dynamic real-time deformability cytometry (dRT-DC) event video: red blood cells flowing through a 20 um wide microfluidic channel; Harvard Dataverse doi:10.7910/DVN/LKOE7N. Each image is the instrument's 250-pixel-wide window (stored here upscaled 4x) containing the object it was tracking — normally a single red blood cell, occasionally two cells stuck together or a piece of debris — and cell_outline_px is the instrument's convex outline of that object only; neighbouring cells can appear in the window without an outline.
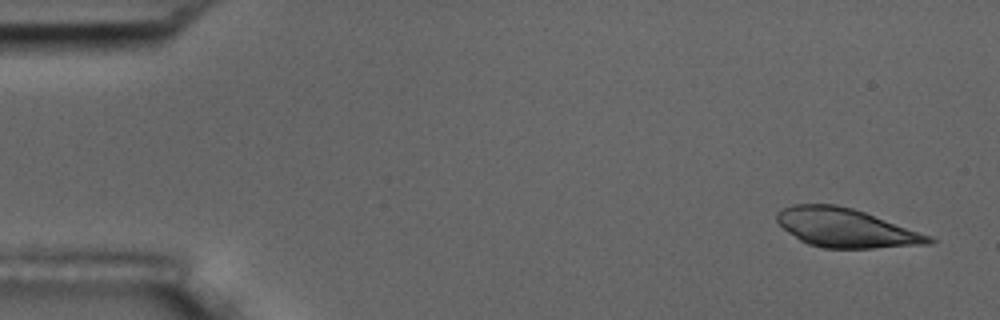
{"species": "common noctule bat (a hibernating species)", "species_latin": "Nyctalus noctula", "temperature_condition": "room temperature", "stored_images_in_passage": 6, "camera_frame_rate_fps": 3000, "um_per_image_px": 0.085, "animal": {"sex": "male", "body_mass_g": 17.5, "forearm_length_mm": 52.3}, "frame": {"image": 1, "passage_image": 1, "time_ms": 0.0, "image_size_px": [1000, 320], "cell_outline_px": [[940, 240], [928, 244], [872, 248], [824, 248], [808, 244], [800, 240], [788, 232], [776, 220], [776, 212], [792, 204], [836, 204], [852, 208], [864, 212], [932, 236]], "centroid_in_image_um": [71.9, 19.37], "position_along_channel_um": 13.1, "area_um2": 34.28}}